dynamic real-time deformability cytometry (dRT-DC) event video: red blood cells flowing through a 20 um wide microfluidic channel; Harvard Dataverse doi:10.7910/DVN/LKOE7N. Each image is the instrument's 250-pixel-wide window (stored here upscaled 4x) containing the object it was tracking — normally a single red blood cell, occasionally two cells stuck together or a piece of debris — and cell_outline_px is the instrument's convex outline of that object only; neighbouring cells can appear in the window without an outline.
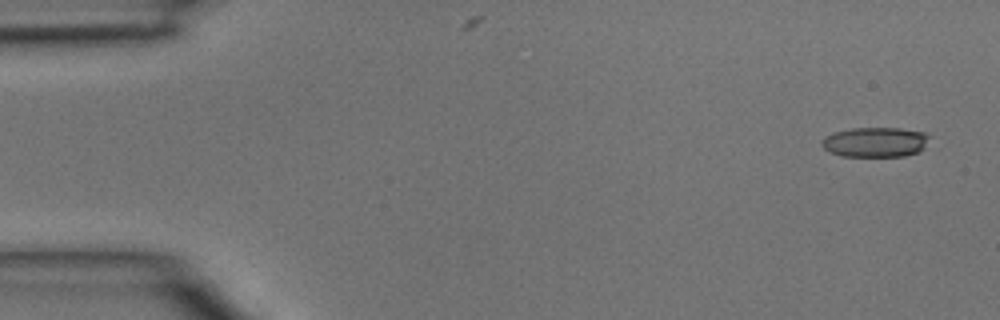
{"species": "common noctule bat (a hibernating species)", "species_latin": "Nyctalus noctula", "temperature_condition": "room temperature", "stored_images_in_passage": 4, "camera_frame_rate_fps": 3000, "um_per_image_px": 0.085, "animal": {"sex": "male", "body_mass_g": 15.6}, "frame": {"image": 1, "passage_image": 1, "time_ms": 0.0, "image_size_px": [1000, 320], "cell_outline_px": [[932, 136], [920, 152], [904, 156], [844, 156], [832, 152], [824, 148], [820, 144], [824, 136], [832, 132], [852, 128], [900, 128], [924, 132]], "centroid_in_image_um": [74.42, 12.07], "position_along_channel_um": 10.6, "area_um2": 18.9}}
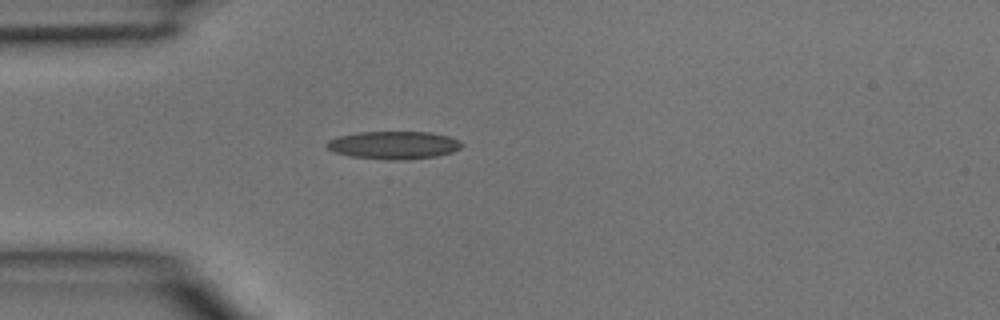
{"frame": {"image": 2, "passage_image": 4, "time_ms": 1.0, "image_size_px": [1000, 320], "cell_outline_px": [[464, 144], [460, 148], [452, 152], [436, 156], [404, 160], [388, 160], [352, 156], [336, 152], [328, 148], [324, 144], [328, 140], [336, 136], [360, 132], [432, 132], [448, 136]], "centroid_in_image_um": [33.45, 12.33], "position_along_channel_um": 51.5, "area_um2": 21.85}}